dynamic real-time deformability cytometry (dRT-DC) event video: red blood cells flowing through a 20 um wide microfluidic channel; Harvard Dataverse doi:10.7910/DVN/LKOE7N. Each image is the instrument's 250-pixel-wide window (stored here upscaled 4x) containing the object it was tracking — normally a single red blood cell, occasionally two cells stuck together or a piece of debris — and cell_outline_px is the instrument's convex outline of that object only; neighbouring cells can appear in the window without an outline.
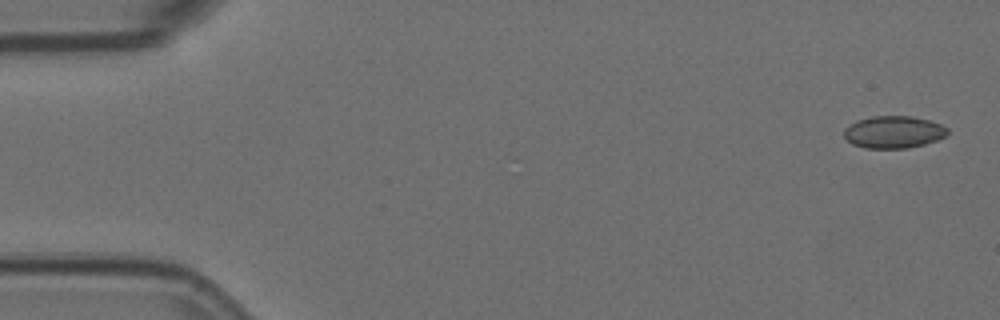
{"species": "Egyptian fruit bat (a non-hibernating species)", "species_latin": "Rousettus aegyptiacus", "temperature_condition": "room temperature", "stored_images_in_passage": 5, "camera_frame_rate_fps": 3000, "um_per_image_px": 0.085, "animal": {"sex": "female"}, "frame": {"image": 1, "passage_image": 1, "time_ms": 0.0, "image_size_px": [1000, 320], "cell_outline_px": [[948, 136], [924, 144], [908, 148], [864, 148], [852, 144], [844, 136], [844, 128], [856, 120], [872, 116], [912, 116], [928, 120], [940, 124], [948, 128]], "centroid_in_image_um": [75.95, 11.22], "position_along_channel_um": 9.0, "area_um2": 19.54}}